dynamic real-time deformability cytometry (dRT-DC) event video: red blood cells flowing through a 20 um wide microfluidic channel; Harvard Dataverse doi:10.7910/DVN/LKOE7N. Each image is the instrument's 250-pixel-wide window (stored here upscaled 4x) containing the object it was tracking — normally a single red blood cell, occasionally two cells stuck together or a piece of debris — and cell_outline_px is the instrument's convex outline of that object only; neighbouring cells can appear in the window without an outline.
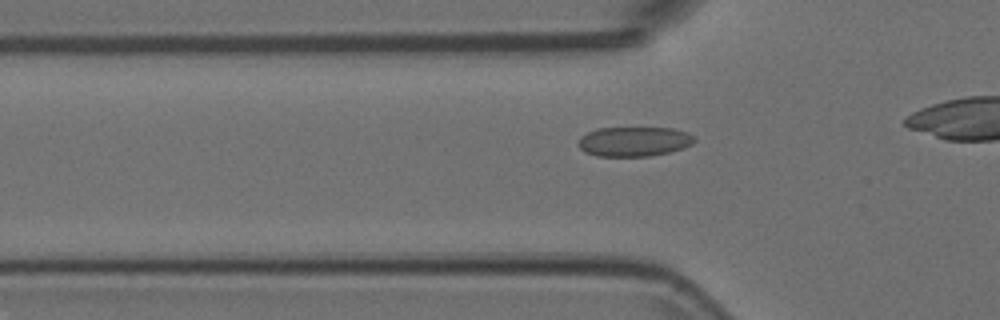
{"species": "Egyptian fruit bat (a non-hibernating species)", "species_latin": "Rousettus aegyptiacus", "temperature_condition": "room temperature", "stored_images_in_passage": 32, "camera_frame_rate_fps": 3000, "um_per_image_px": 0.085, "animal": {"sex": "female"}, "frame": {"image": 1, "passage_image": 7, "time_ms": 2.0, "image_size_px": [1000, 320], "cell_outline_px": [[696, 140], [692, 144], [684, 148], [668, 152], [648, 156], [596, 156], [584, 152], [576, 144], [580, 136], [596, 128], [672, 128], [688, 132], [696, 136]], "centroid_in_image_um": [53.89, 12.02], "position_along_channel_um": 71.9, "area_um2": 20.29}}
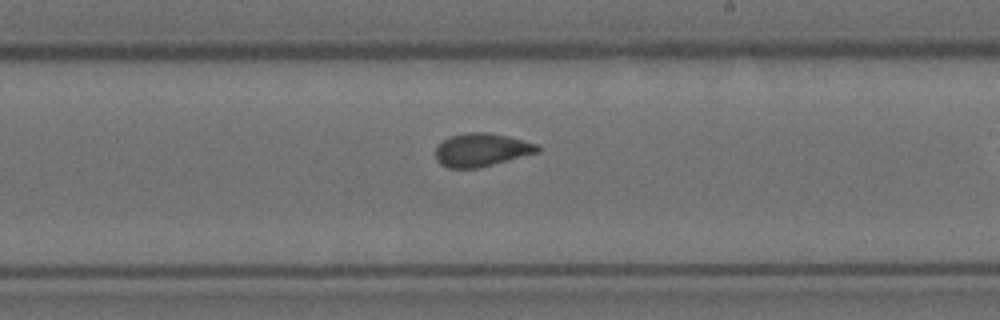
{"frame": {"image": 2, "passage_image": 21, "time_ms": 6.667, "image_size_px": [1000, 320], "cell_outline_px": [[540, 152], [480, 168], [448, 168], [440, 164], [436, 160], [436, 148], [444, 140], [452, 136], [464, 132], [488, 132], [508, 136], [536, 144], [540, 148]], "centroid_in_image_um": [40.93, 12.75], "position_along_channel_um": 248.1, "area_um2": 19.77}}
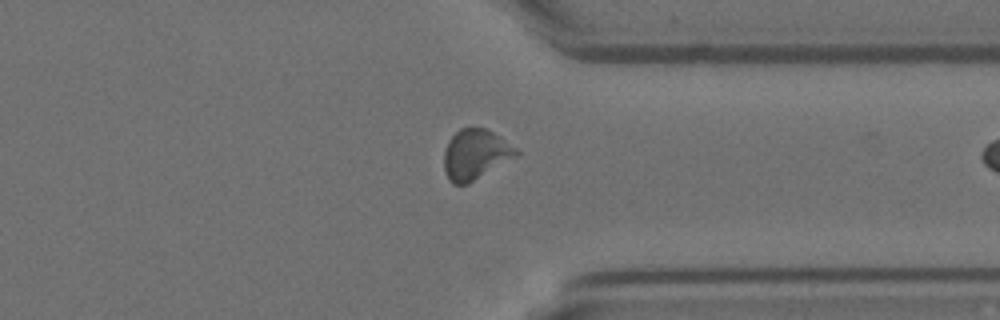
{"frame": {"image": 3, "passage_image": 31, "time_ms": 10.0, "image_size_px": [1000, 320], "cell_outline_px": [[520, 152], [516, 156], [468, 184], [452, 184], [448, 180], [444, 168], [444, 152], [448, 140], [460, 128], [484, 128], [500, 136], [516, 148]], "centroid_in_image_um": [40.38, 13.13], "position_along_channel_um": 371.0, "area_um2": 20.92}}